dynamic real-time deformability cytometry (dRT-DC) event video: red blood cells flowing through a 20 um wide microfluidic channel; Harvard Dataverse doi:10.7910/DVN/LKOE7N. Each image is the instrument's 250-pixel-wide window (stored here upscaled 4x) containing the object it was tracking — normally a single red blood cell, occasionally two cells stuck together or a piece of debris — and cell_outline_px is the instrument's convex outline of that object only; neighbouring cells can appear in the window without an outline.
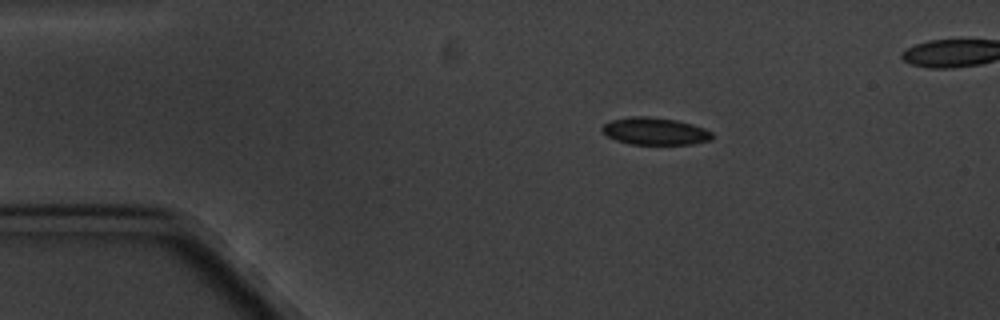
{"species": "common noctule bat (a hibernating species)", "species_latin": "Nyctalus noctula", "temperature_condition": "cold", "stored_images_in_passage": 6, "segment_of_instrument_passage": [1, 2], "camera_frame_rate_fps": 3000, "um_per_image_px": 0.085, "animal": {"sex": "male", "body_mass_g": 20.1, "forearm_length_mm": 53.5}, "frame": {"image": 1, "passage_image": 4, "time_ms": 3.333, "image_size_px": [1000, 320], "cell_outline_px": [[712, 140], [692, 144], [628, 144], [616, 140], [608, 136], [600, 128], [604, 124], [612, 120], [632, 116], [648, 116], [676, 120], [692, 124], [704, 128], [712, 132]], "centroid_in_image_um": [55.68, 11.15], "position_along_channel_um": 29.3, "area_um2": 17.46}}